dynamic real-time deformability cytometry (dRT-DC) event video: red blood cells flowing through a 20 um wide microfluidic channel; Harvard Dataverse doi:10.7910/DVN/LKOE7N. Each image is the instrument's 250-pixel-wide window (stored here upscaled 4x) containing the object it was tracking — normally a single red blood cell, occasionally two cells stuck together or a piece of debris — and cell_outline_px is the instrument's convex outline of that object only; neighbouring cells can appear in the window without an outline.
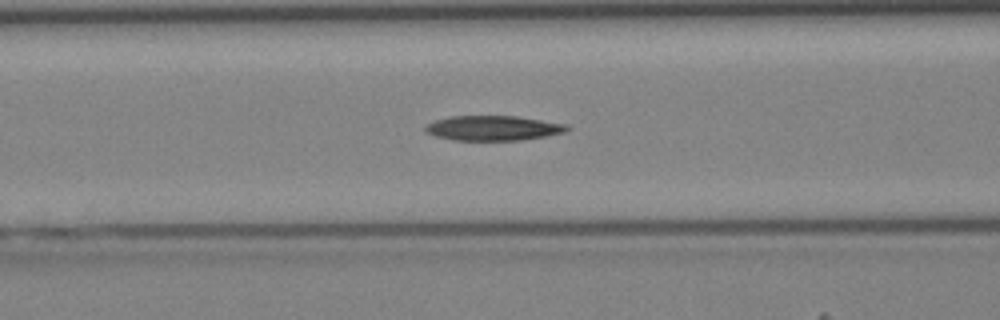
{"species": "Egyptian fruit bat (a non-hibernating species)", "species_latin": "Rousettus aegyptiacus", "temperature_condition": "cold", "stored_images_in_passage": 36, "camera_frame_rate_fps": 3000, "um_per_image_px": 0.085, "animal": {"sex": "female"}, "frame": {"image": 1, "passage_image": 11, "time_ms": 3.333, "image_size_px": [1000, 320], "cell_outline_px": [[568, 128], [564, 132], [524, 140], [452, 140], [436, 136], [424, 132], [424, 124], [448, 116], [516, 116], [568, 124]], "centroid_in_image_um": [41.85, 10.88], "position_along_channel_um": 124.7, "area_um2": 20.58}}
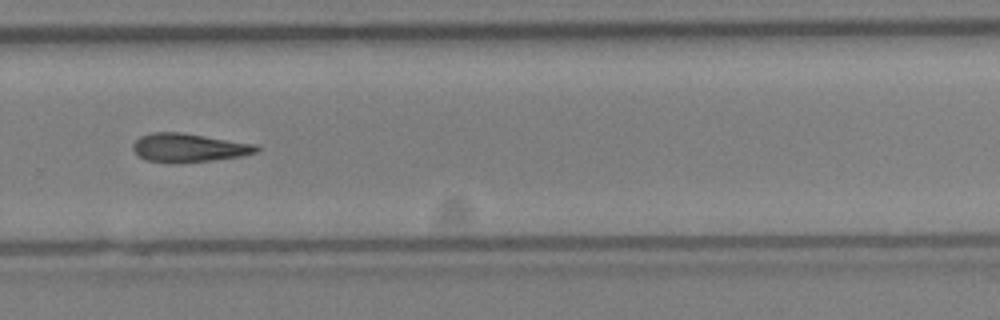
{"frame": {"image": 2, "passage_image": 23, "time_ms": 7.333, "image_size_px": [1000, 320], "cell_outline_px": [[260, 148], [256, 152], [240, 156], [180, 164], [144, 160], [132, 148], [132, 144], [140, 136], [152, 132], [180, 132], [256, 144]], "centroid_in_image_um": [16.01, 12.56], "position_along_channel_um": 313.8, "area_um2": 20.58}}
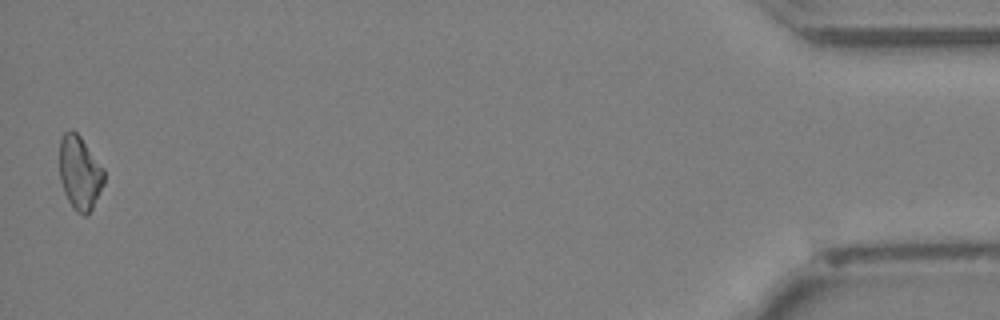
{"frame": {"image": 3, "passage_image": 36, "time_ms": 11.667, "image_size_px": [1000, 320], "cell_outline_px": [[104, 184], [92, 208], [84, 216], [76, 212], [72, 208], [64, 192], [60, 180], [60, 140], [64, 132], [68, 128], [72, 128], [80, 136], [104, 168]], "centroid_in_image_um": [6.77, 14.67], "position_along_channel_um": 428.4, "area_um2": 19.25}}